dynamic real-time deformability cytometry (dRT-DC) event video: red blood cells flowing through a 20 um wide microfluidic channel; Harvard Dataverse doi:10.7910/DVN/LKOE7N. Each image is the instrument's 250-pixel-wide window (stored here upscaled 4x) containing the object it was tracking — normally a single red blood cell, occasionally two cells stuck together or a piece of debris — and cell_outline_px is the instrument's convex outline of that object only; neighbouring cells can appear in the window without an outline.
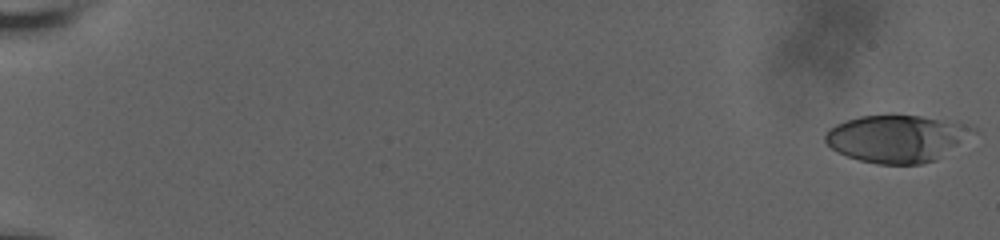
{"species": "human", "species_latin": "Homo sapiens", "temperature_condition": "room temperature", "stored_images_in_passage": 26, "camera_frame_rate_fps": 3000, "um_per_image_px": 0.085, "donor": {"sex": "male"}, "frame": {"image": 1, "passage_image": 1, "time_ms": 0.0, "image_size_px": [1000, 240], "cell_outline_px": [[980, 132], [936, 160], [920, 164], [876, 164], [860, 160], [848, 156], [832, 148], [824, 140], [824, 136], [828, 128], [836, 124], [860, 116], [920, 116], [960, 124], [976, 128]], "centroid_in_image_um": [76.26, 11.79], "position_along_channel_um": 8.7, "area_um2": 40.4}}
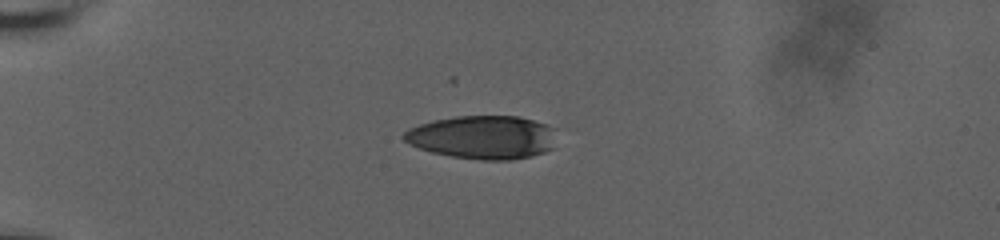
{"frame": {"image": 2, "passage_image": 21, "time_ms": 5.667, "image_size_px": [1000, 240], "cell_outline_px": [[556, 128], [552, 148], [544, 152], [532, 156], [512, 160], [480, 160], [452, 156], [432, 152], [420, 148], [404, 140], [400, 136], [408, 128], [432, 120], [456, 116], [520, 116], [548, 124]], "centroid_in_image_um": [41.06, 11.66], "position_along_channel_um": 43.9, "area_um2": 38.9}}
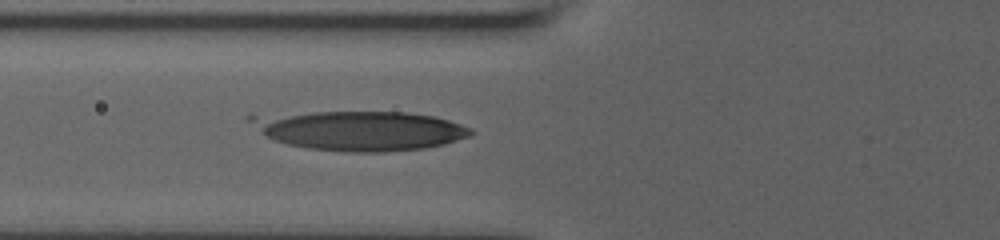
{"frame": {"image": 3, "passage_image": 26, "time_ms": 8.333, "image_size_px": [1000, 240], "cell_outline_px": [[476, 132], [468, 136], [444, 144], [424, 148], [384, 152], [344, 152], [308, 148], [288, 144], [276, 140], [268, 136], [248, 120], [244, 116], [248, 112], [408, 112], [436, 116], [472, 128]], "centroid_in_image_um": [30.5, 11.07], "position_along_channel_um": 95.3, "area_um2": 51.38}}